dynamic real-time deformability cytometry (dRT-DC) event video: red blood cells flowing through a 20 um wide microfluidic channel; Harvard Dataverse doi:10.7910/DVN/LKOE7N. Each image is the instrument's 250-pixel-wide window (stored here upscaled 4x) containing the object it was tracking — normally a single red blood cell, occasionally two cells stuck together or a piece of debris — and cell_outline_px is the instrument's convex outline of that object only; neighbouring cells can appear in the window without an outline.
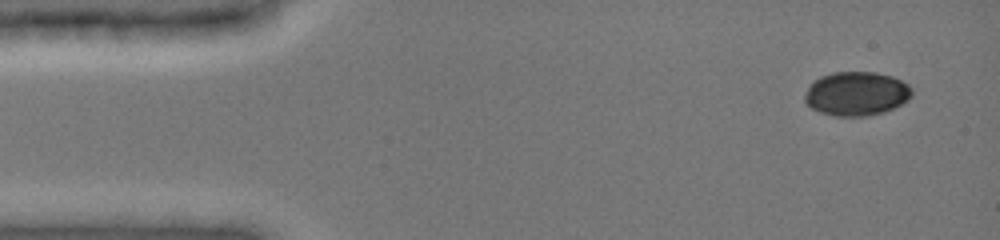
{"species": "common noctule bat (a hibernating species)", "species_latin": "Nyctalus noctula", "temperature_condition": "cold", "stored_images_in_passage": 5, "camera_frame_rate_fps": 3000, "um_per_image_px": 0.085, "animal": {"sex": "female", "body_mass_g": 19.0, "forearm_length_mm": 51.5}, "frame": {"image": 1, "passage_image": 1, "time_ms": 0.0, "image_size_px": [1000, 240], "cell_outline_px": [[912, 96], [908, 100], [884, 112], [868, 116], [836, 116], [820, 112], [812, 108], [804, 100], [804, 96], [808, 88], [820, 76], [832, 72], [876, 72], [892, 76], [908, 84], [912, 88]], "centroid_in_image_um": [72.81, 7.96], "position_along_channel_um": 12.2, "area_um2": 27.4}}
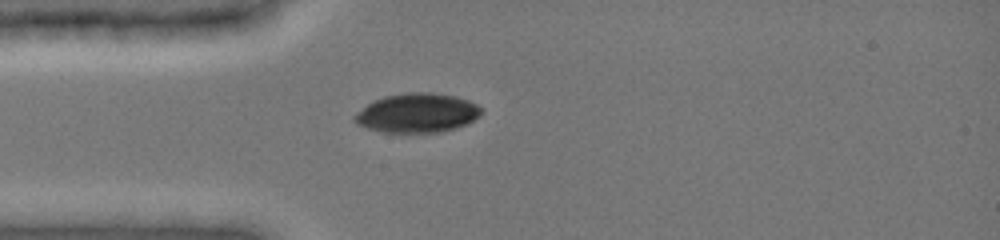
{"frame": {"image": 2, "passage_image": 5, "time_ms": 3.333, "image_size_px": [1000, 240], "cell_outline_px": [[480, 116], [468, 124], [456, 128], [440, 132], [380, 132], [356, 124], [352, 120], [352, 116], [356, 112], [372, 100], [384, 96], [408, 92], [432, 92], [452, 96], [468, 100], [476, 104], [480, 108]], "centroid_in_image_um": [35.41, 9.6], "position_along_channel_um": 49.6, "area_um2": 29.13}}